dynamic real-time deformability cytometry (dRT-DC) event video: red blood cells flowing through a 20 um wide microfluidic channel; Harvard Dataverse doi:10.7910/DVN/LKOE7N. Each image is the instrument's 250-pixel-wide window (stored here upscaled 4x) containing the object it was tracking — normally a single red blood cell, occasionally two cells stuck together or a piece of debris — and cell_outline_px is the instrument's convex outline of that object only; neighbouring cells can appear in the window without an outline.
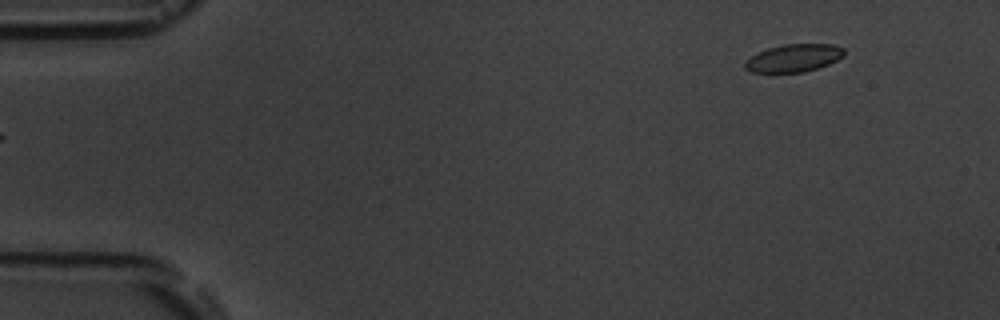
{"species": "common noctule bat (a hibernating species)", "species_latin": "Nyctalus noctula", "temperature_condition": "room temperature", "stored_images_in_passage": 6, "camera_frame_rate_fps": 3000, "um_per_image_px": 0.085, "animal": {"sex": "male", "body_mass_g": 19.5, "forearm_length_mm": 54.6}, "frame": {"image": 1, "passage_image": 6, "time_ms": 6.0, "image_size_px": [1000, 320], "cell_outline_px": [[844, 56], [828, 64], [804, 72], [748, 72], [744, 68], [744, 60], [768, 48], [784, 44], [832, 44], [844, 48]], "centroid_in_image_um": [67.45, 4.93], "position_along_channel_um": 17.6, "area_um2": 15.95}}